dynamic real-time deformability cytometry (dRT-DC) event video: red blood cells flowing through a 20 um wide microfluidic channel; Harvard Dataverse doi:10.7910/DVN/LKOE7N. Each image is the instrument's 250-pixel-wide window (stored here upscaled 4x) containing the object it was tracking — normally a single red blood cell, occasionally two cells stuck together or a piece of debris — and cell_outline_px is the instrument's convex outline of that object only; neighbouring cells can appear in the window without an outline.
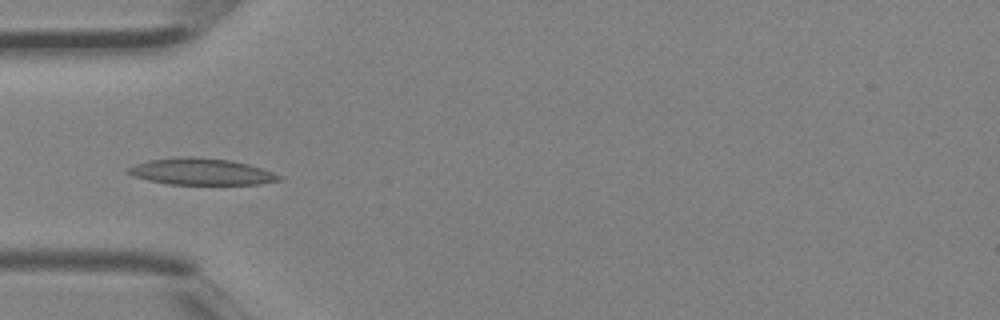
{"species": "Egyptian fruit bat (a non-hibernating species)", "species_latin": "Rousettus aegyptiacus", "temperature_condition": "room temperature", "stored_images_in_passage": 3, "camera_frame_rate_fps": 3000, "um_per_image_px": 0.085, "animal": {"sex": "female"}, "frame": {"image": 1, "passage_image": 3, "time_ms": 0.667, "image_size_px": [1000, 320], "cell_outline_px": [[284, 180], [260, 184], [168, 184], [148, 180], [132, 176], [124, 172], [124, 168], [148, 160], [188, 156], [192, 156], [232, 160], [248, 164], [284, 176]], "centroid_in_image_um": [17.09, 14.59], "position_along_channel_um": 67.9, "area_um2": 23.58}}